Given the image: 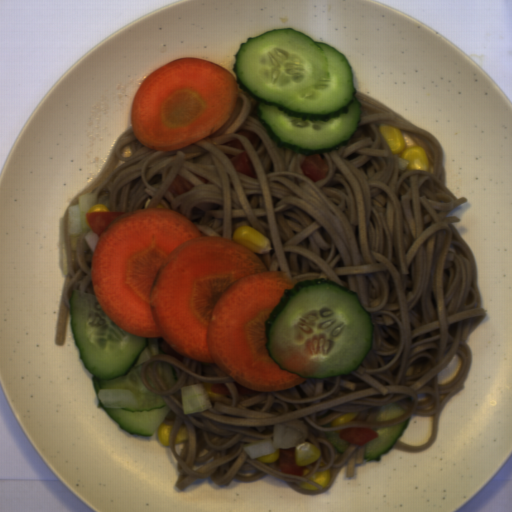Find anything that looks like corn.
<instances>
[{
	"label": "corn",
	"instance_id": "2",
	"mask_svg": "<svg viewBox=\"0 0 512 512\" xmlns=\"http://www.w3.org/2000/svg\"><path fill=\"white\" fill-rule=\"evenodd\" d=\"M232 240L242 243L257 255L265 254L271 249L270 239L266 238L257 229L247 225L237 227L233 232Z\"/></svg>",
	"mask_w": 512,
	"mask_h": 512
},
{
	"label": "corn",
	"instance_id": "5",
	"mask_svg": "<svg viewBox=\"0 0 512 512\" xmlns=\"http://www.w3.org/2000/svg\"><path fill=\"white\" fill-rule=\"evenodd\" d=\"M311 481H315L322 487L328 486L330 481V472L327 471H320L318 473L313 474L310 478Z\"/></svg>",
	"mask_w": 512,
	"mask_h": 512
},
{
	"label": "corn",
	"instance_id": "7",
	"mask_svg": "<svg viewBox=\"0 0 512 512\" xmlns=\"http://www.w3.org/2000/svg\"><path fill=\"white\" fill-rule=\"evenodd\" d=\"M357 414L358 413L356 411L343 413L333 421L332 425L338 427L342 424L350 423L357 416Z\"/></svg>",
	"mask_w": 512,
	"mask_h": 512
},
{
	"label": "corn",
	"instance_id": "9",
	"mask_svg": "<svg viewBox=\"0 0 512 512\" xmlns=\"http://www.w3.org/2000/svg\"><path fill=\"white\" fill-rule=\"evenodd\" d=\"M92 212H111L109 206L105 205V204H96L94 205L93 207H91L88 211V213H92Z\"/></svg>",
	"mask_w": 512,
	"mask_h": 512
},
{
	"label": "corn",
	"instance_id": "4",
	"mask_svg": "<svg viewBox=\"0 0 512 512\" xmlns=\"http://www.w3.org/2000/svg\"><path fill=\"white\" fill-rule=\"evenodd\" d=\"M175 424V419H165L156 429L157 438L163 447H171L170 432Z\"/></svg>",
	"mask_w": 512,
	"mask_h": 512
},
{
	"label": "corn",
	"instance_id": "6",
	"mask_svg": "<svg viewBox=\"0 0 512 512\" xmlns=\"http://www.w3.org/2000/svg\"><path fill=\"white\" fill-rule=\"evenodd\" d=\"M189 440V433L187 428L177 426L173 445H179Z\"/></svg>",
	"mask_w": 512,
	"mask_h": 512
},
{
	"label": "corn",
	"instance_id": "1",
	"mask_svg": "<svg viewBox=\"0 0 512 512\" xmlns=\"http://www.w3.org/2000/svg\"><path fill=\"white\" fill-rule=\"evenodd\" d=\"M379 132L388 142L391 152L407 161L410 169L428 171L431 162L424 148L410 145L402 129L382 122L379 125Z\"/></svg>",
	"mask_w": 512,
	"mask_h": 512
},
{
	"label": "corn",
	"instance_id": "3",
	"mask_svg": "<svg viewBox=\"0 0 512 512\" xmlns=\"http://www.w3.org/2000/svg\"><path fill=\"white\" fill-rule=\"evenodd\" d=\"M294 451V462L298 467L310 465L320 457V449L316 445L306 441L299 440V444L294 447Z\"/></svg>",
	"mask_w": 512,
	"mask_h": 512
},
{
	"label": "corn",
	"instance_id": "10",
	"mask_svg": "<svg viewBox=\"0 0 512 512\" xmlns=\"http://www.w3.org/2000/svg\"><path fill=\"white\" fill-rule=\"evenodd\" d=\"M302 489H307V490H319L317 487H314L312 486L311 484H309L308 482H305L301 485H299Z\"/></svg>",
	"mask_w": 512,
	"mask_h": 512
},
{
	"label": "corn",
	"instance_id": "8",
	"mask_svg": "<svg viewBox=\"0 0 512 512\" xmlns=\"http://www.w3.org/2000/svg\"><path fill=\"white\" fill-rule=\"evenodd\" d=\"M279 457H280V452H276V453L268 454L263 457H258V459H259V462H261L263 464V463L278 461Z\"/></svg>",
	"mask_w": 512,
	"mask_h": 512
}]
</instances>
